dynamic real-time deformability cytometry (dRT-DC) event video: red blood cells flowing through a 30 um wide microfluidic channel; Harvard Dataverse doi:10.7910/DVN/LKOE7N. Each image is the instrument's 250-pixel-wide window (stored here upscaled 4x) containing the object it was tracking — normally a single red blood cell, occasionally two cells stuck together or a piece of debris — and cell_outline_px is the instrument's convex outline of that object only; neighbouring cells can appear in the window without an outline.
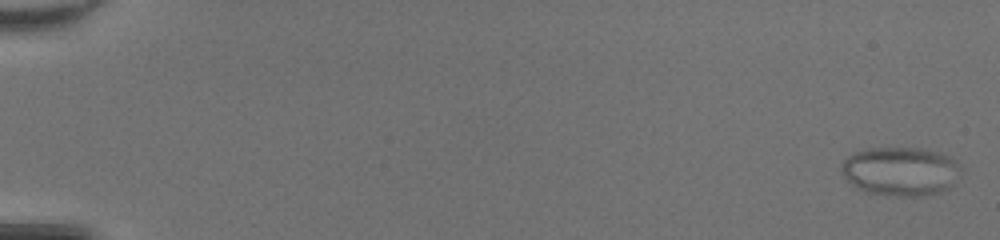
{"species": "common noctule bat (a hibernating species)", "species_latin": "Nyctalus noctula", "temperature_condition": "room temperature", "stored_images_in_passage": 51, "camera_frame_rate_fps": 3000, "um_per_image_px": 0.085, "animal": {"sex": "female", "body_mass_g": 20.0, "forearm_length_mm": 54.0}, "frame": {"image": 1, "passage_image": 2, "time_ms": 0.333, "image_size_px": [1000, 240], "cell_outline_px": [[960, 164], [952, 184], [948, 188], [940, 192], [924, 196], [896, 196], [864, 192], [856, 188], [844, 176], [840, 168], [840, 164], [852, 152], [868, 148], [924, 148], [940, 152], [952, 156]], "centroid_in_image_um": [76.51, 14.55], "position_along_channel_um": 8.5, "area_um2": 34.22}}
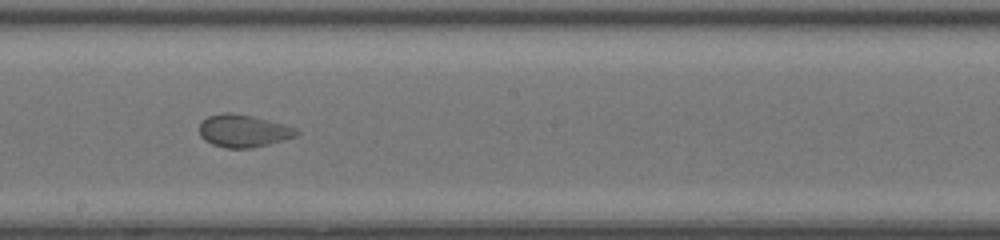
{"frame": {"image": 2, "passage_image": 31, "time_ms": 10.0, "image_size_px": [1000, 240], "cell_outline_px": [[300, 132], [296, 136], [284, 140], [252, 148], [224, 148], [212, 144], [204, 140], [200, 136], [200, 124], [208, 116], [224, 112], [232, 112], [252, 116], [284, 124], [296, 128]], "centroid_in_image_um": [20.69, 11.13], "position_along_channel_um": 227.5, "area_um2": 18.44}}
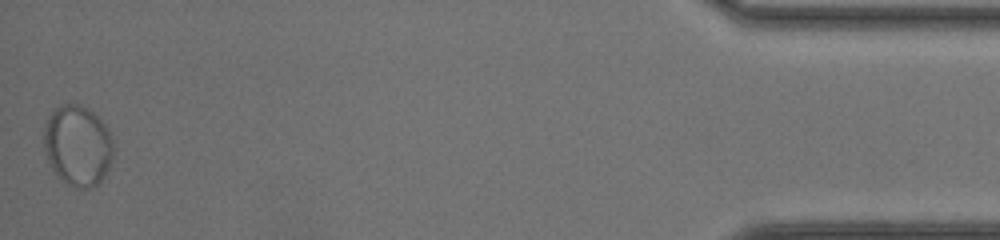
{"frame": {"image": 3, "passage_image": 51, "time_ms": 16.667, "image_size_px": [1000, 240], "cell_outline_px": [[112, 160], [100, 184], [92, 188], [76, 188], [64, 184], [56, 176], [48, 164], [44, 148], [44, 124], [52, 112], [56, 108], [64, 104], [80, 104], [88, 108], [108, 128], [112, 140]], "centroid_in_image_um": [6.58, 12.42], "position_along_channel_um": 428.6, "area_um2": 33.06}}